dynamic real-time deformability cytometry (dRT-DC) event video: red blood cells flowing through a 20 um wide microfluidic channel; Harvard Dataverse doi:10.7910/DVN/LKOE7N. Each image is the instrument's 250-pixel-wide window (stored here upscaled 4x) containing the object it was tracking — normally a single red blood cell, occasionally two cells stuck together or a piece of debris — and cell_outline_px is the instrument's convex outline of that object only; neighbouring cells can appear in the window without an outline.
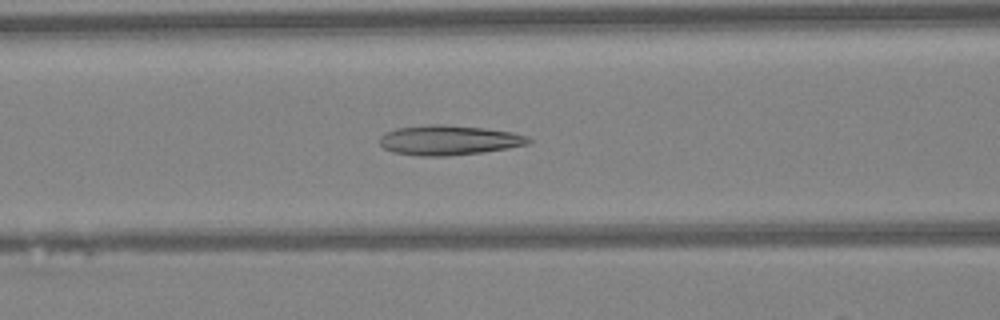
{"species": "Egyptian fruit bat (a non-hibernating species)", "species_latin": "Rousettus aegyptiacus", "temperature_condition": "warm", "stored_images_in_passage": 47, "camera_frame_rate_fps": 3000, "um_per_image_px": 0.085, "animal": {"sex": "female"}, "frame": {"image": 1, "passage_image": 19, "time_ms": 6.0, "image_size_px": [1000, 320], "cell_outline_px": [[532, 140], [528, 144], [508, 148], [484, 152], [448, 156], [420, 156], [392, 152], [384, 148], [380, 144], [380, 136], [396, 128], [428, 124], [444, 124], [484, 128], [512, 132], [524, 136]], "centroid_in_image_um": [38.13, 11.91], "position_along_channel_um": 128.5, "area_um2": 25.84}}
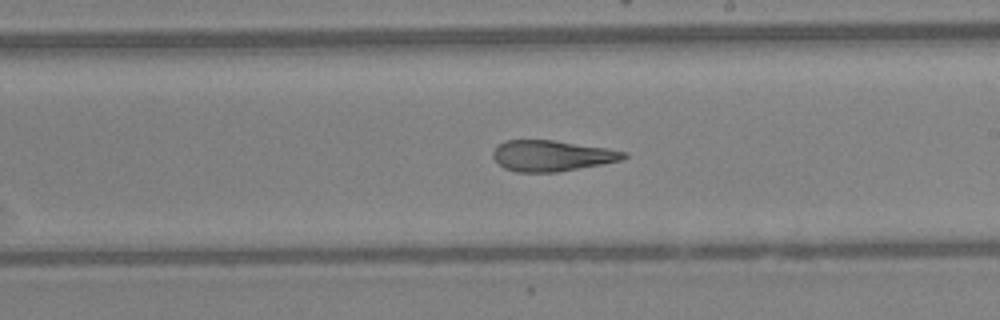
{"frame": {"image": 2, "passage_image": 27, "time_ms": 8.667, "image_size_px": [1000, 320], "cell_outline_px": [[628, 156], [624, 160], [556, 172], [516, 172], [504, 168], [492, 156], [492, 152], [504, 140], [552, 140], [608, 148], [628, 152]], "centroid_in_image_um": [46.93, 13.23], "position_along_channel_um": 242.1, "area_um2": 23.47}}
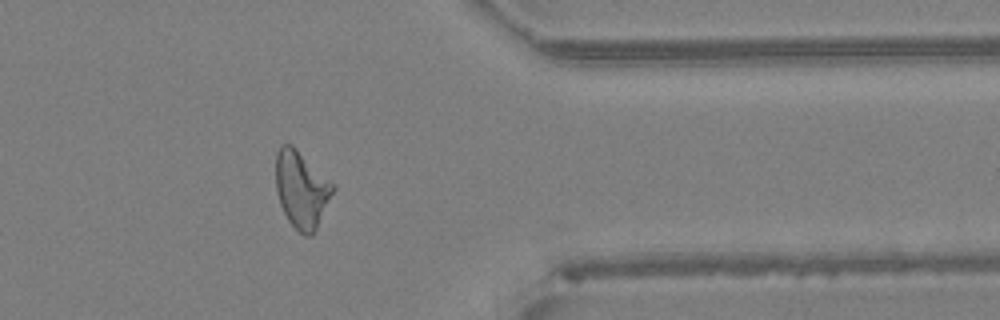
{"frame": {"image": 3, "passage_image": 38, "time_ms": 12.333, "image_size_px": [1000, 320], "cell_outline_px": [[336, 188], [316, 228], [308, 236], [304, 236], [288, 220], [280, 204], [276, 192], [276, 152], [280, 144], [292, 144], [336, 184]], "centroid_in_image_um": [25.64, 16.05], "position_along_channel_um": 385.8, "area_um2": 25.72}, "authors_computed_cell_mechanics": {"area_um2": 25.721, "velocity_mm_per_s": 4.278, "shape_relaxation_time_tau1_ms": null, "shape_relaxation_time_tau2_ms": 2.2132, "deformation_change_tau1": null, "deformation_change_tau2": 0.1237}}